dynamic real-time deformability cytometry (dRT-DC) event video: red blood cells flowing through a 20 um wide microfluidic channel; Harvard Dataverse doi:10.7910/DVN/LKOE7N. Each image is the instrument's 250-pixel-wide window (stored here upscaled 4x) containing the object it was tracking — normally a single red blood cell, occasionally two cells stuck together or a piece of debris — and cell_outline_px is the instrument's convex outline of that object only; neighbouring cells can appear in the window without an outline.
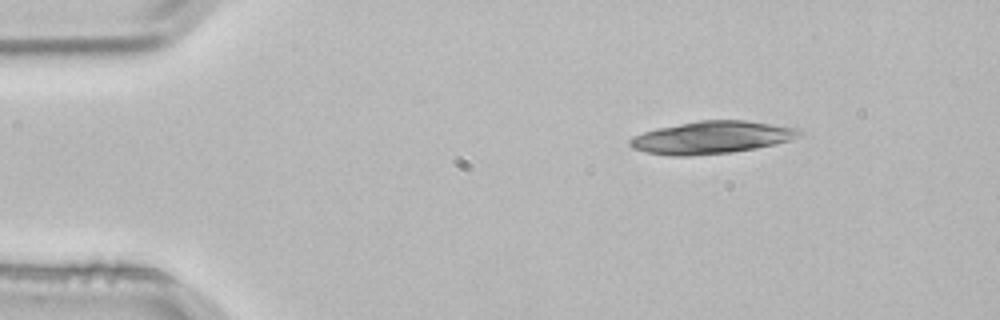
{"species": "common noctule bat (a hibernating species)", "species_latin": "Nyctalus noctula", "temperature_condition": "room temperature", "stored_images_in_passage": 3, "camera_frame_rate_fps": 3000, "um_per_image_px": 0.085, "animal": {"sex": "male", "body_mass_g": 21.5, "forearm_length_mm": 52.0}, "frame": {"image": 1, "passage_image": 3, "time_ms": 0.667, "image_size_px": [1000, 320], "cell_outline_px": [[804, 132], [800, 136], [792, 140], [776, 144], [756, 148], [732, 152], [688, 156], [672, 156], [644, 152], [632, 148], [628, 144], [628, 140], [644, 132], [656, 128], [700, 120], [744, 120], [800, 128]], "centroid_in_image_um": [60.52, 11.69], "position_along_channel_um": 24.5, "area_um2": 32.25}}